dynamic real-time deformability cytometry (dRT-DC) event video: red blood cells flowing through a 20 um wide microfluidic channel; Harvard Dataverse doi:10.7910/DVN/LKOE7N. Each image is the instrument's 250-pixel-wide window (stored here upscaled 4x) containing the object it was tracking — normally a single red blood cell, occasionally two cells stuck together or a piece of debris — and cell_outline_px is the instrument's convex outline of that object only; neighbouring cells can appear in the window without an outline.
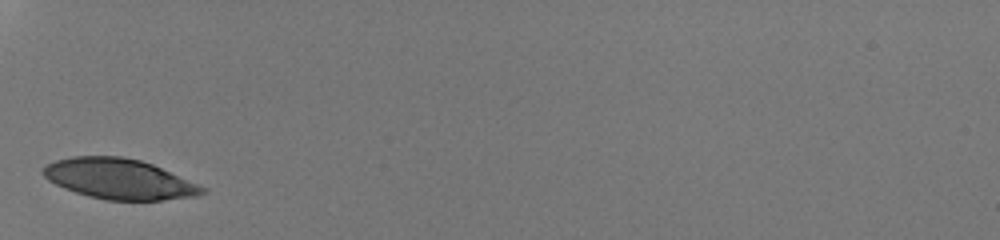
{"species": "human", "species_latin": "Homo sapiens", "temperature_condition": "room temperature", "stored_images_in_passage": 25, "camera_frame_rate_fps": 3000, "um_per_image_px": 0.085, "donor": {"sex": "male"}, "frame": {"image": 1, "passage_image": 1, "time_ms": 0.0, "image_size_px": [1000, 240], "cell_outline_px": [[208, 192], [196, 196], [164, 200], [108, 200], [88, 196], [64, 188], [48, 180], [40, 172], [48, 164], [56, 160], [72, 156], [120, 156], [140, 160], [152, 164], [208, 188]], "centroid_in_image_um": [10.15, 15.21], "position_along_channel_um": 74.8, "area_um2": 37.34}}
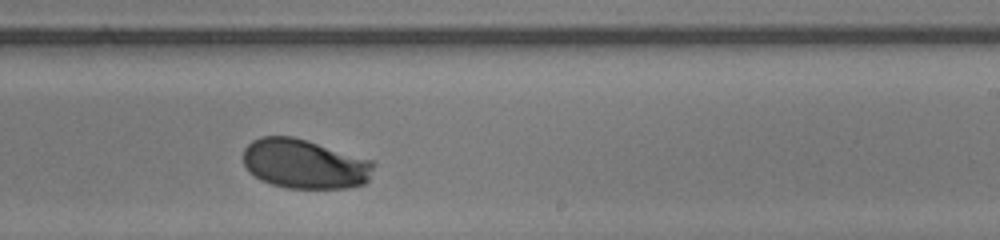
{"frame": {"image": 2, "passage_image": 15, "time_ms": 4.667, "image_size_px": [1000, 240], "cell_outline_px": [[376, 164], [368, 180], [364, 184], [348, 188], [288, 188], [272, 184], [260, 180], [248, 172], [244, 164], [244, 148], [252, 140], [260, 136], [292, 136], [308, 140], [376, 160]], "centroid_in_image_um": [25.93, 13.92], "position_along_channel_um": 263.1, "area_um2": 38.21}}
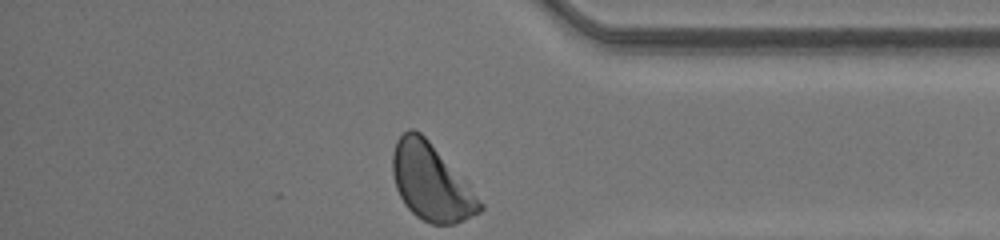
{"frame": {"image": 3, "passage_image": 25, "time_ms": 8.0, "image_size_px": [1000, 240], "cell_outline_px": [[484, 208], [480, 212], [456, 224], [432, 224], [416, 216], [404, 204], [396, 188], [392, 172], [392, 152], [396, 140], [408, 128], [412, 128], [420, 132], [468, 180], [484, 204]], "centroid_in_image_um": [36.68, 15.48], "position_along_channel_um": 398.5, "area_um2": 39.54}, "authors_computed_cell_mechanics": {"area_um2": 38.437, "velocity_mm_per_s": 4.217, "shape_relaxation_time_tau1_ms": 2.4354, "shape_relaxation_time_tau2_ms": null, "deformation_change_tau1": 0.1513, "deformation_change_tau2": null}}